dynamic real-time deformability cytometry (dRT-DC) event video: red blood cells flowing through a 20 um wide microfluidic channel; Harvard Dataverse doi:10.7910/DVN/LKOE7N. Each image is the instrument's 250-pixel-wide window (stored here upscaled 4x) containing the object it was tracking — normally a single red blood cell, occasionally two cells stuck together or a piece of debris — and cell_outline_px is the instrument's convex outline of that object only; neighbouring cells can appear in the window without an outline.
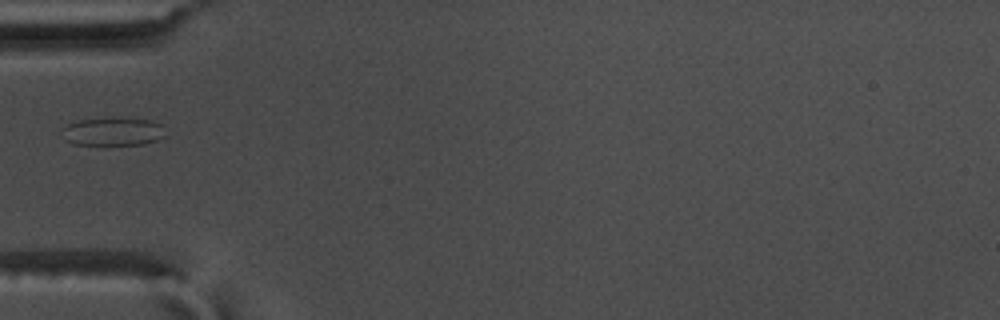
{"species": "common noctule bat (a hibernating species)", "species_latin": "Nyctalus noctula", "temperature_condition": "warm", "stored_images_in_passage": 38, "camera_frame_rate_fps": 3000, "um_per_image_px": 0.085, "animal": {"sex": "male", "body_mass_g": 17.5, "forearm_length_mm": 52.3}, "frame": {"image": 1, "passage_image": 1, "time_ms": 0.0, "image_size_px": [1000, 320], "cell_outline_px": [[168, 136], [144, 144], [104, 148], [72, 144], [64, 140], [60, 128], [76, 120], [148, 120], [160, 124]], "centroid_in_image_um": [9.53, 11.29], "position_along_channel_um": 75.5, "area_um2": 17.46}}
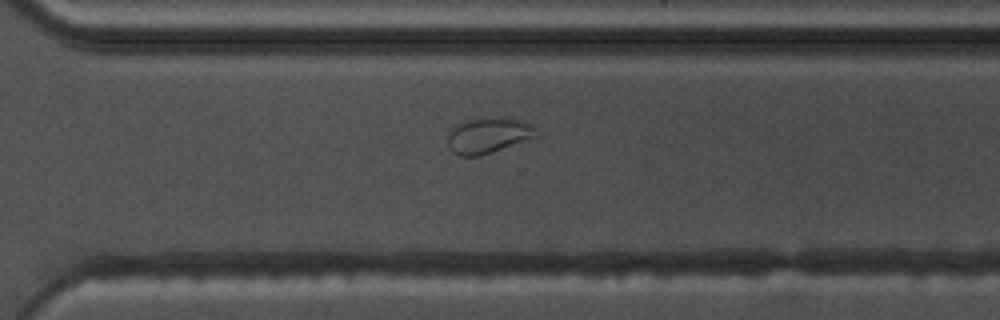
{"frame": {"image": 2, "passage_image": 22, "time_ms": 7.0, "image_size_px": [1000, 320], "cell_outline_px": [[540, 136], [480, 156], [460, 156], [452, 152], [448, 144], [448, 132], [452, 128], [460, 124], [472, 120], [520, 120], [532, 124], [536, 128]], "centroid_in_image_um": [41.54, 11.57], "position_along_channel_um": 329.1, "area_um2": 17.74}}
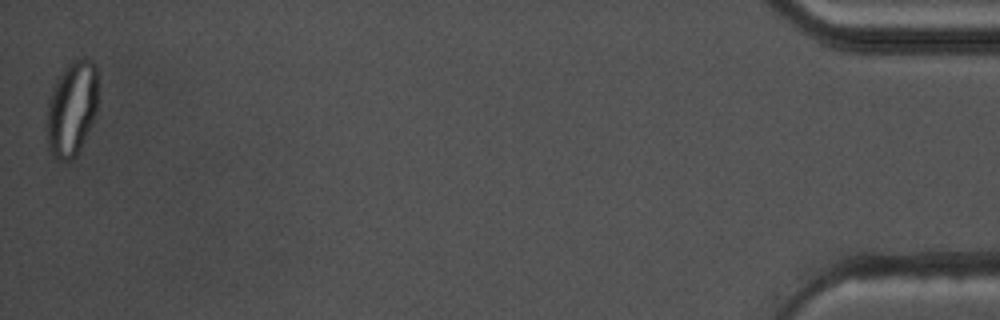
{"frame": {"image": 3, "passage_image": 38, "time_ms": 12.333, "image_size_px": [1000, 320], "cell_outline_px": [[96, 112], [80, 148], [76, 156], [72, 160], [60, 160], [52, 156], [48, 148], [48, 100], [56, 80], [64, 68], [72, 60], [92, 60], [96, 64]], "centroid_in_image_um": [6.09, 9.24], "position_along_channel_um": 429.1, "area_um2": 27.74}}